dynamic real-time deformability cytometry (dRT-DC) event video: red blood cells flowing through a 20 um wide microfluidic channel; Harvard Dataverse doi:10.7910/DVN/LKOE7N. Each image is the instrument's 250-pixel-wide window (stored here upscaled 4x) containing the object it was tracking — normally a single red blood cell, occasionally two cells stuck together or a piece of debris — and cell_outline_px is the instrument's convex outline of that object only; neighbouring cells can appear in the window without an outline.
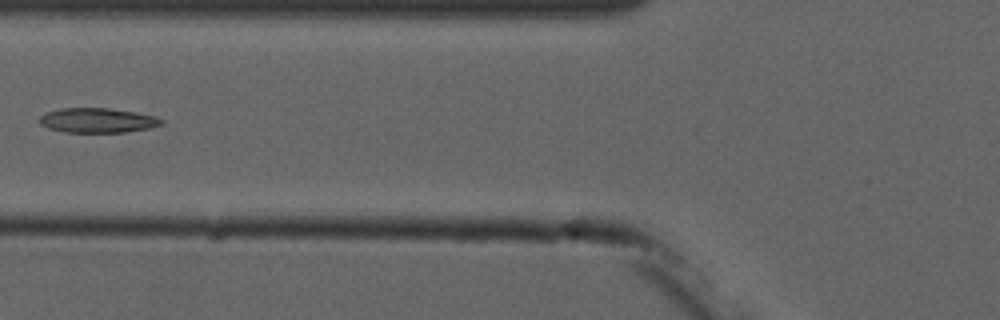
{"species": "common noctule bat (a hibernating species)", "species_latin": "Nyctalus noctula", "temperature_condition": "cold", "stored_images_in_passage": 7, "camera_frame_rate_fps": 3000, "um_per_image_px": 0.085, "animal": {"sex": "male", "forearm_length_mm": 52.5}, "frame": {"image": 1, "passage_image": 7, "time_ms": 8.0, "image_size_px": [1000, 320], "cell_outline_px": [[164, 124], [148, 128], [124, 132], [64, 132], [48, 128], [40, 124], [40, 116], [44, 112], [60, 108], [108, 108], [156, 116], [164, 120]], "centroid_in_image_um": [8.26, 10.23], "position_along_channel_um": 117.5, "area_um2": 17.51}}